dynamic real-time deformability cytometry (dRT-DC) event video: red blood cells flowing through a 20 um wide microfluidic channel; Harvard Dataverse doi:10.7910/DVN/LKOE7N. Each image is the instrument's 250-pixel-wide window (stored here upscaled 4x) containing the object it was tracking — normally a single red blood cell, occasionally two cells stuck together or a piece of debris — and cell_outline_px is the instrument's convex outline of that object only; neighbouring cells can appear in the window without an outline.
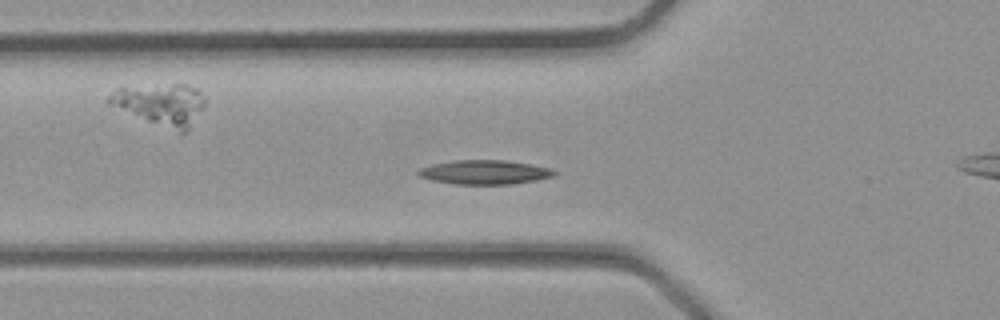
{"species": "common noctule bat (a hibernating species)", "species_latin": "Nyctalus noctula", "temperature_condition": "room temperature", "stored_images_in_passage": 24, "camera_frame_rate_fps": 3000, "um_per_image_px": 0.085, "animal": {"sex": "male", "body_mass_g": 23.1, "forearm_length_mm": 52.7}, "frame": {"image": 1, "passage_image": 8, "time_ms": 2.333, "image_size_px": [1000, 320], "cell_outline_px": [[556, 172], [552, 176], [536, 180], [512, 184], [456, 184], [432, 180], [420, 176], [416, 172], [420, 168], [432, 164], [456, 160], [504, 160], [532, 164], [552, 168]], "centroid_in_image_um": [41.2, 14.63], "position_along_channel_um": 84.6, "area_um2": 19.07}}
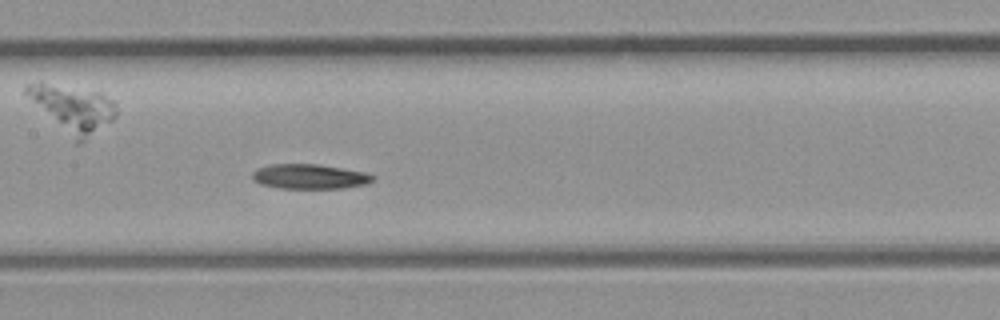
{"frame": {"image": 2, "passage_image": 13, "time_ms": 4.0, "image_size_px": [1000, 320], "cell_outline_px": [[372, 180], [368, 184], [344, 188], [280, 188], [260, 184], [252, 180], [252, 172], [256, 168], [268, 164], [320, 164], [364, 172], [372, 176]], "centroid_in_image_um": [26.25, 15.0], "position_along_channel_um": 181.1, "area_um2": 17.46}}
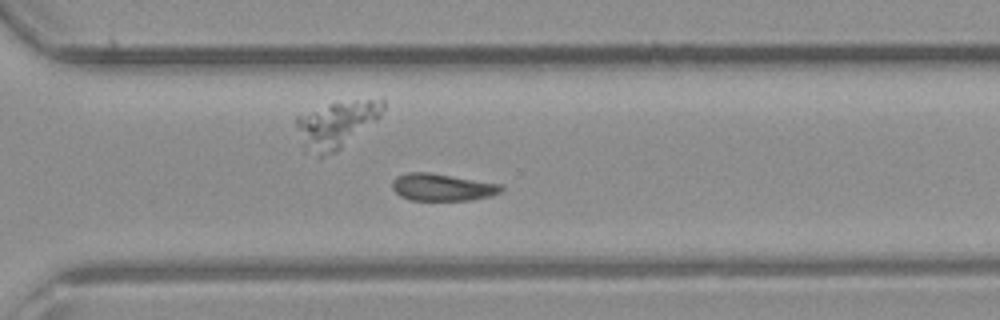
{"frame": {"image": 3, "passage_image": 21, "time_ms": 6.667, "image_size_px": [1000, 320], "cell_outline_px": [[504, 188], [500, 192], [492, 196], [472, 200], [412, 200], [400, 196], [392, 188], [392, 180], [396, 176], [408, 172], [432, 172], [504, 184]], "centroid_in_image_um": [37.63, 15.9], "position_along_channel_um": 333.0, "area_um2": 17.63}}